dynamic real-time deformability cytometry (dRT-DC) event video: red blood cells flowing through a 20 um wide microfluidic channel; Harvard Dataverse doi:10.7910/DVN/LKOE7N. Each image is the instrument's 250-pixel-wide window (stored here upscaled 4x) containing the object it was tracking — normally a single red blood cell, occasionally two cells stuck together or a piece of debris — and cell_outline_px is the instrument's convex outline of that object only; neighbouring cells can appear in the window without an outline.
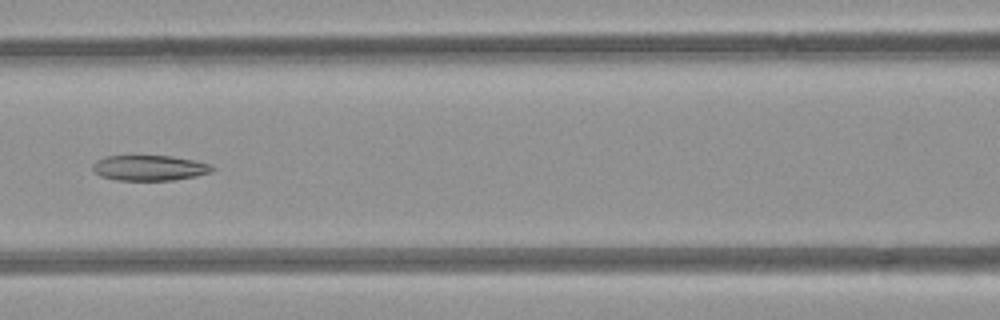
{"species": "common noctule bat (a hibernating species)", "species_latin": "Nyctalus noctula", "temperature_condition": "room temperature", "stored_images_in_passage": 6, "camera_frame_rate_fps": 3000, "um_per_image_px": 0.085, "animal": {"sex": "female", "body_mass_g": 21.9}, "frame": {"image": 1, "passage_image": 6, "time_ms": 5.667, "image_size_px": [1000, 320], "cell_outline_px": [[216, 168], [212, 172], [196, 176], [172, 180], [116, 180], [100, 176], [92, 168], [92, 164], [96, 160], [104, 156], [172, 156], [196, 160], [212, 164]], "centroid_in_image_um": [12.74, 14.26], "position_along_channel_um": 153.9, "area_um2": 17.86}}